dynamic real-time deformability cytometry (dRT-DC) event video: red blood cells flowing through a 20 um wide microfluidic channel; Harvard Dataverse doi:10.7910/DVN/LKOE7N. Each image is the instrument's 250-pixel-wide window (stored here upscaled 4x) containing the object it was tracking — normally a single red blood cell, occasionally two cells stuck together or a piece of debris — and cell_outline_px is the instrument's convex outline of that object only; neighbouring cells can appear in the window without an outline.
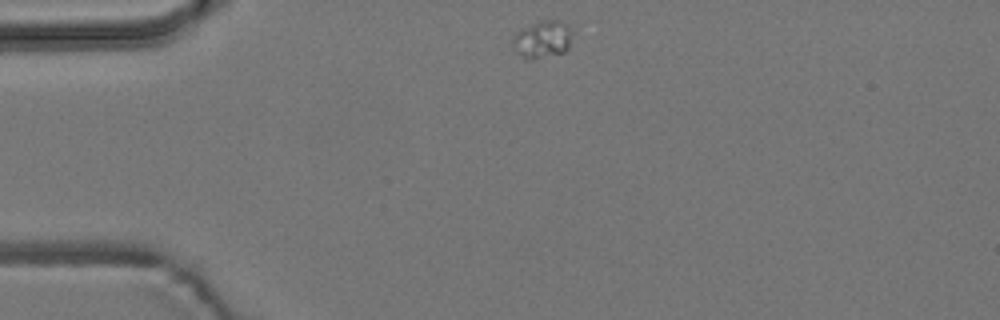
{"species": "common noctule bat (a hibernating species)", "species_latin": "Nyctalus noctula", "temperature_condition": "room temperature", "stored_images_in_passage": 22, "camera_frame_rate_fps": 3000, "um_per_image_px": 0.085, "animal": {"sex": "male", "body_mass_g": 19.2, "forearm_length_mm": 51.8}, "frame": {"image": 1, "passage_image": 1, "time_ms": 0.0, "image_size_px": [1000, 320], "cell_outline_px": [[572, 32], [568, 48], [564, 52], [532, 60], [524, 60], [512, 52], [512, 36], [524, 28], [540, 20], [560, 20]], "centroid_in_image_um": [46.03, 3.39], "position_along_channel_um": 39.0, "area_um2": 13.18}}